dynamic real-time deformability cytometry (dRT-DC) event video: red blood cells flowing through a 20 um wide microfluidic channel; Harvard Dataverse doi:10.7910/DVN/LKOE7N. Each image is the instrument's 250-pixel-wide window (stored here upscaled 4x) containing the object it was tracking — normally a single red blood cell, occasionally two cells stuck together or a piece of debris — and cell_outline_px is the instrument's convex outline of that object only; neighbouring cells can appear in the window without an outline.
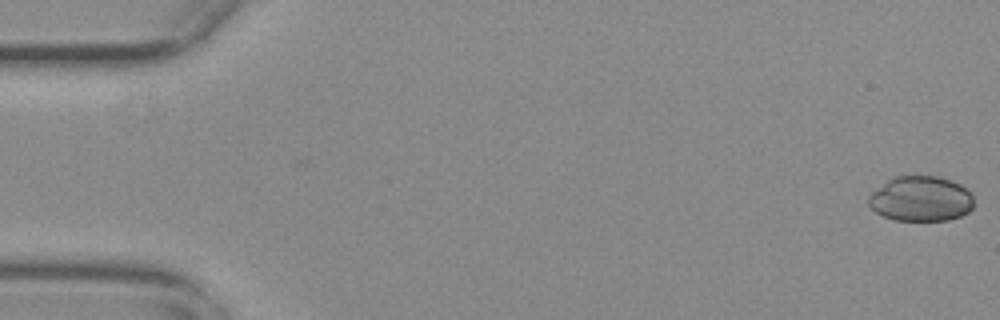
{"species": "common noctule bat (a hibernating species)", "species_latin": "Nyctalus noctula", "temperature_condition": "warm", "stored_images_in_passage": 55, "camera_frame_rate_fps": 3000, "um_per_image_px": 0.085, "animal": {"sex": "female", "body_mass_g": 29.2, "forearm_length_mm": 56.3}, "frame": {"image": 1, "passage_image": 1, "time_ms": 0.0, "image_size_px": [1000, 320], "cell_outline_px": [[972, 208], [968, 212], [960, 216], [948, 220], [892, 220], [876, 212], [868, 204], [868, 196], [872, 192], [888, 180], [896, 176], [936, 176], [960, 184], [968, 188], [972, 192]], "centroid_in_image_um": [78.28, 16.9], "position_along_channel_um": 6.7, "area_um2": 27.63}}
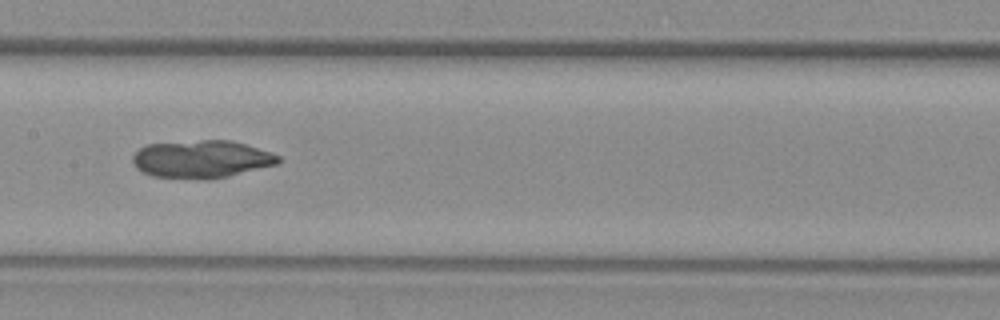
{"frame": {"image": 2, "passage_image": 28, "time_ms": 9.0, "image_size_px": [1000, 320], "cell_outline_px": [[280, 164], [228, 176], [208, 180], [196, 180], [152, 176], [136, 168], [132, 160], [132, 156], [140, 148], [148, 144], [204, 140], [228, 140], [244, 144], [280, 156]], "centroid_in_image_um": [17.12, 13.55], "position_along_channel_um": 190.3, "area_um2": 32.02}}
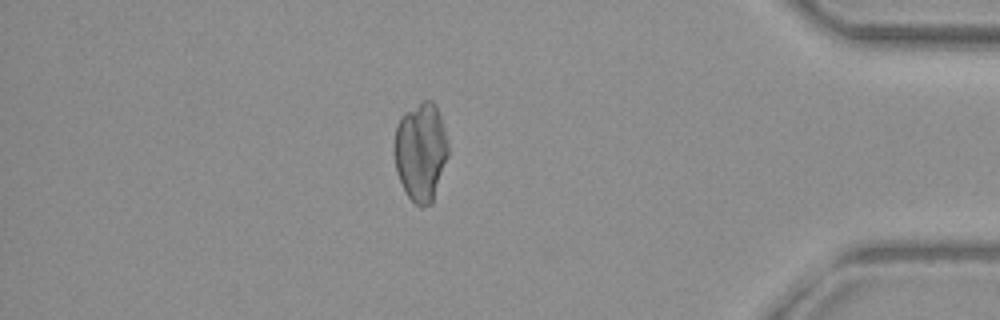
{"frame": {"image": 3, "passage_image": 48, "time_ms": 15.667, "image_size_px": [1000, 320], "cell_outline_px": [[448, 156], [432, 204], [420, 208], [408, 196], [396, 172], [392, 152], [396, 124], [400, 116], [424, 100], [432, 100], [436, 104], [444, 128], [448, 144]], "centroid_in_image_um": [35.74, 12.91], "position_along_channel_um": 399.5, "area_um2": 31.27}}